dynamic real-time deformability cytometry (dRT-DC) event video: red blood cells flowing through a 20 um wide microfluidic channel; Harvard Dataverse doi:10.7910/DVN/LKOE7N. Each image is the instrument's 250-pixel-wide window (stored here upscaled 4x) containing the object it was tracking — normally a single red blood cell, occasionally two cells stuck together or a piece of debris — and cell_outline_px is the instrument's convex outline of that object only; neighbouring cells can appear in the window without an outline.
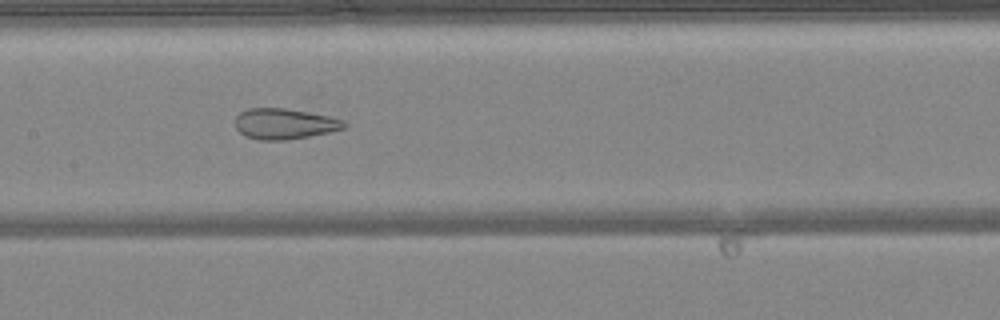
{"species": "common noctule bat (a hibernating species)", "species_latin": "Nyctalus noctula", "temperature_condition": "warm", "stored_images_in_passage": 46, "camera_frame_rate_fps": 3000, "um_per_image_px": 0.085, "animal": {"sex": "female", "body_mass_g": 24.6, "forearm_length_mm": 56.2}, "frame": {"image": 1, "passage_image": 21, "time_ms": 6.667, "image_size_px": [1000, 320], "cell_outline_px": [[348, 124], [344, 128], [328, 132], [288, 140], [260, 140], [244, 136], [236, 128], [236, 116], [240, 112], [248, 108], [284, 108], [328, 116], [344, 120]], "centroid_in_image_um": [24.16, 10.53], "position_along_channel_um": 183.2, "area_um2": 19.36}}
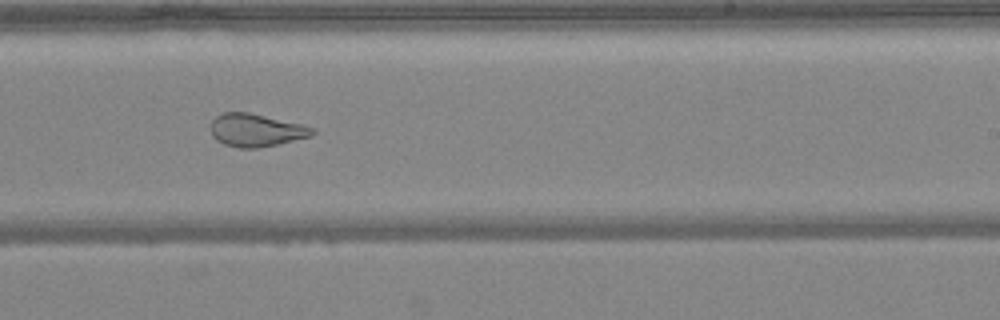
{"frame": {"image": 2, "passage_image": 27, "time_ms": 8.667, "image_size_px": [1000, 320], "cell_outline_px": [[316, 132], [312, 136], [276, 144], [256, 148], [240, 148], [224, 144], [216, 140], [212, 136], [212, 120], [216, 116], [224, 112], [248, 112], [304, 124], [316, 128]], "centroid_in_image_um": [21.8, 11.06], "position_along_channel_um": 267.2, "area_um2": 19.48}}
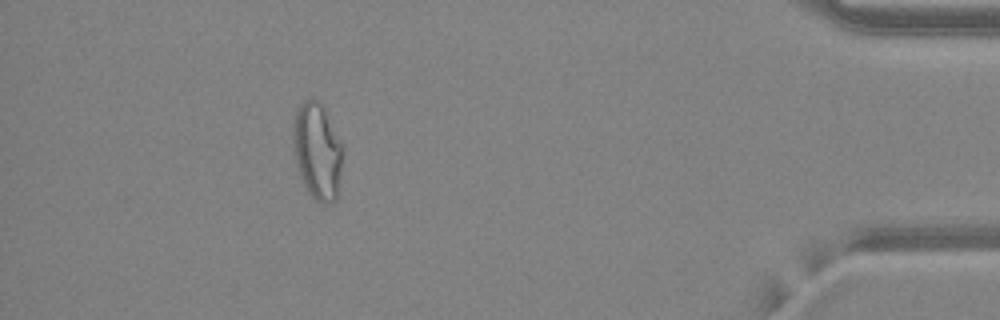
{"frame": {"image": 3, "passage_image": 41, "time_ms": 13.333, "image_size_px": [1000, 320], "cell_outline_px": [[344, 148], [336, 200], [328, 204], [320, 204], [308, 192], [300, 176], [292, 152], [292, 124], [296, 112], [300, 104], [304, 100], [320, 100], [324, 104], [344, 144]], "centroid_in_image_um": [26.98, 12.8], "position_along_channel_um": 408.2, "area_um2": 28.9}, "authors_computed_cell_mechanics": {"area_um2": 26.1256, "velocity_mm_per_s": 4.2168, "shape_relaxation_time_tau1_ms": null, "shape_relaxation_time_tau2_ms": 1.1331, "deformation_change_tau1": null, "deformation_change_tau2": 0.0893}}